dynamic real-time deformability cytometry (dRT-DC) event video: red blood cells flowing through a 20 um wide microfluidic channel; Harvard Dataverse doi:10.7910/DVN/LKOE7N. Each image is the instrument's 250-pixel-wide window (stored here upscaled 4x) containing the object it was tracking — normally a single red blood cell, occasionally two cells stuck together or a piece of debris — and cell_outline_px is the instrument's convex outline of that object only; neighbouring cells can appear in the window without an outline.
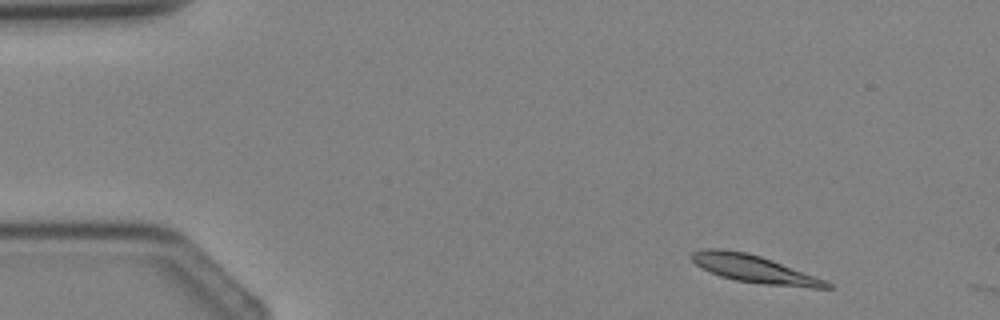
{"species": "Egyptian fruit bat (a non-hibernating species)", "species_latin": "Rousettus aegyptiacus", "temperature_condition": "cold", "stored_images_in_passage": 2, "camera_frame_rate_fps": 3000, "um_per_image_px": 0.085, "animal": {"sex": "female"}, "frame": {"image": 1, "passage_image": 1, "time_ms": 0.0, "image_size_px": [1000, 320], "cell_outline_px": [[836, 288], [812, 288], [764, 284], [736, 280], [720, 276], [696, 264], [688, 256], [692, 252], [704, 248], [724, 248], [748, 252], [772, 260], [824, 280], [832, 284]], "centroid_in_image_um": [64.07, 22.84], "position_along_channel_um": 20.9, "area_um2": 21.56}}